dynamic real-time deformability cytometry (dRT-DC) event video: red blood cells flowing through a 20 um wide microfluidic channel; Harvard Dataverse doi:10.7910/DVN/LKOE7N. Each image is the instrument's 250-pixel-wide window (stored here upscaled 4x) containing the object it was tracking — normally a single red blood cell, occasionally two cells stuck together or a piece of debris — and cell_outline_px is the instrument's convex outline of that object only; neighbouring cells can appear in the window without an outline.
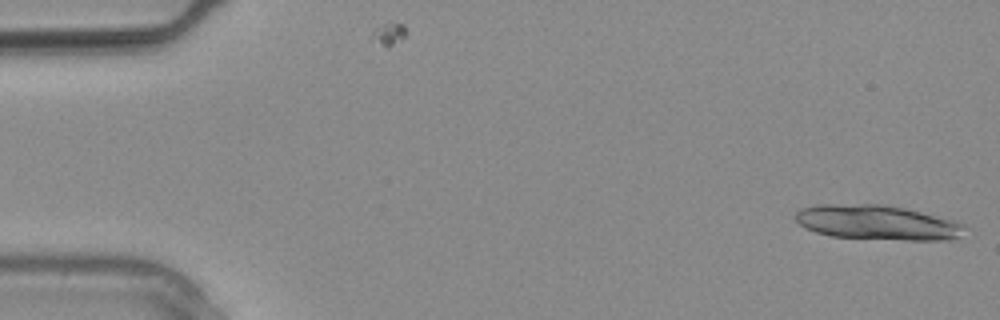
{"species": "common noctule bat (a hibernating species)", "species_latin": "Nyctalus noctula", "temperature_condition": "warm", "stored_images_in_passage": 19, "camera_frame_rate_fps": 3000, "um_per_image_px": 0.085, "animal": {"sex": "male", "body_mass_g": 20.4}, "frame": {"image": 1, "passage_image": 1, "time_ms": 0.0, "image_size_px": [1000, 320], "cell_outline_px": [[964, 228], [956, 240], [904, 240], [832, 236], [816, 232], [800, 224], [792, 216], [800, 208], [816, 204], [880, 204], [904, 208], [956, 220], [964, 224]], "centroid_in_image_um": [74.57, 18.9], "position_along_channel_um": 10.4, "area_um2": 34.28}}
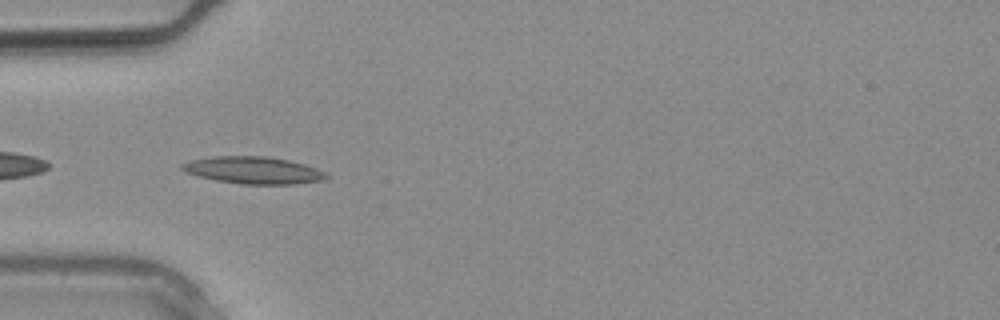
{"frame": {"image": 2, "passage_image": 9, "time_ms": 2.667, "image_size_px": [1000, 320], "cell_outline_px": [[328, 176], [324, 180], [292, 184], [240, 184], [216, 180], [184, 172], [180, 168], [180, 164], [188, 160], [212, 156], [268, 156], [288, 160], [304, 164], [316, 168], [324, 172]], "centroid_in_image_um": [21.48, 14.46], "position_along_channel_um": 63.5, "area_um2": 22.83}}